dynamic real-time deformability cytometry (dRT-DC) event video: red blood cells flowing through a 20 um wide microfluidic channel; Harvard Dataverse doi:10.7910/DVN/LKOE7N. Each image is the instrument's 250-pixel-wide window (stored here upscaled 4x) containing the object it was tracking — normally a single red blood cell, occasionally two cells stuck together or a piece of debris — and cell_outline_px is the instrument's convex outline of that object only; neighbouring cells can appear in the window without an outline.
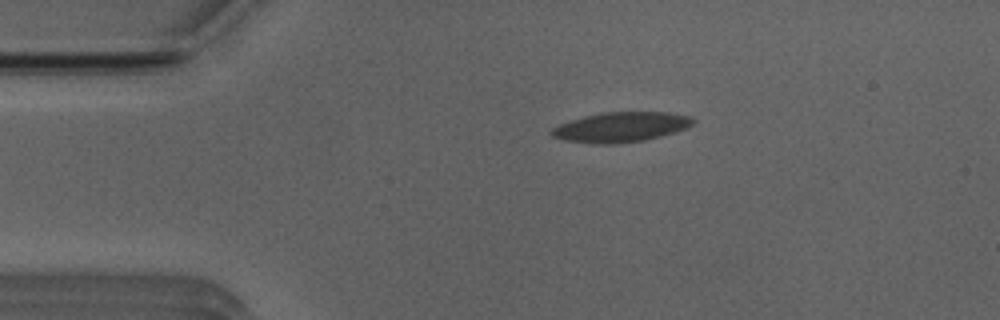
{"species": "Egyptian fruit bat (a non-hibernating species)", "species_latin": "Rousettus aegyptiacus", "temperature_condition": "room temperature", "stored_images_in_passage": 37, "camera_frame_rate_fps": 3000, "um_per_image_px": 0.085, "animal": {"sex": "male"}, "frame": {"image": 1, "passage_image": 1, "time_ms": 0.0, "image_size_px": [1000, 320], "cell_outline_px": [[696, 120], [692, 124], [684, 128], [660, 136], [644, 140], [616, 144], [600, 144], [564, 140], [552, 136], [548, 132], [552, 128], [560, 124], [584, 116], [604, 112], [668, 112], [692, 116]], "centroid_in_image_um": [52.76, 10.8], "position_along_channel_um": 32.2, "area_um2": 24.51}}
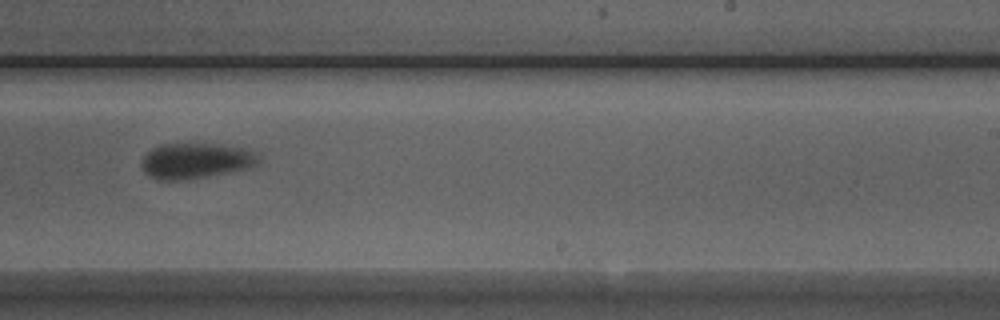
{"frame": {"image": 2, "passage_image": 23, "time_ms": 7.333, "image_size_px": [1000, 320], "cell_outline_px": [[260, 160], [256, 164], [248, 168], [208, 176], [184, 180], [160, 180], [144, 172], [140, 164], [144, 156], [152, 148], [160, 144], [220, 144], [244, 148], [260, 152]], "centroid_in_image_um": [16.67, 13.65], "position_along_channel_um": 272.3, "area_um2": 24.33}}
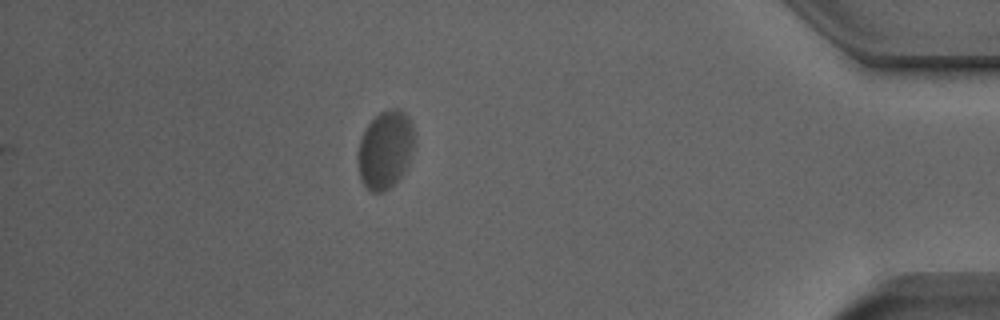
{"frame": {"image": 3, "passage_image": 37, "time_ms": 12.0, "image_size_px": [1000, 320], "cell_outline_px": [[416, 136], [408, 168], [388, 188], [380, 192], [372, 192], [360, 180], [356, 160], [356, 156], [360, 140], [364, 128], [380, 112], [388, 108], [400, 108], [408, 116], [412, 124]], "centroid_in_image_um": [32.75, 12.69], "position_along_channel_um": 402.5, "area_um2": 26.18}, "authors_computed_cell_mechanics": {"area_um2": 25.0852, "velocity_mm_per_s": 3.8575, "shape_relaxation_time_tau1_ms": 3.038, "shape_relaxation_time_tau2_ms": null, "deformation_change_tau1": 0.1365, "deformation_change_tau2": null}}